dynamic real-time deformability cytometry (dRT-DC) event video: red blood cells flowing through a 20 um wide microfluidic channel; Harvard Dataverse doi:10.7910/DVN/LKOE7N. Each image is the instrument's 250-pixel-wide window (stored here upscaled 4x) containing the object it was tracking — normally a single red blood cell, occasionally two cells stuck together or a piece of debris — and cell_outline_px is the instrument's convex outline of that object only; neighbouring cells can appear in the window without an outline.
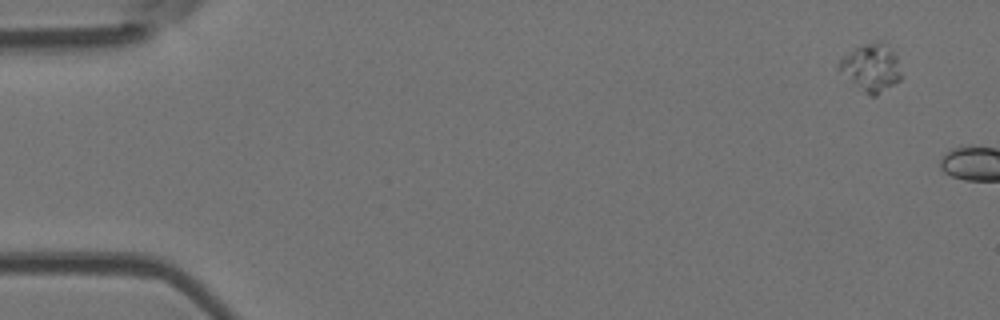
{"species": "Egyptian fruit bat (a non-hibernating species)", "species_latin": "Rousettus aegyptiacus", "temperature_condition": "room temperature", "stored_images_in_passage": 2, "camera_frame_rate_fps": 3000, "um_per_image_px": 0.085, "animal": {"sex": "female"}, "frame": {"image": 1, "passage_image": 1, "time_ms": 0.0, "image_size_px": [1000, 320], "cell_outline_px": [[900, 80], [876, 96], [868, 96], [840, 68], [840, 60], [844, 56], [860, 44], [880, 40], [888, 44], [896, 56], [900, 72]], "centroid_in_image_um": [74.11, 5.71], "position_along_channel_um": 10.9, "area_um2": 16.7}}